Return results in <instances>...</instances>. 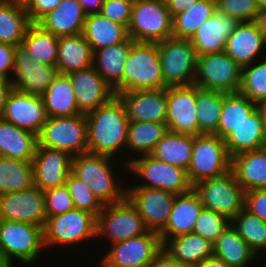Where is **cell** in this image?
<instances>
[{
	"mask_svg": "<svg viewBox=\"0 0 266 267\" xmlns=\"http://www.w3.org/2000/svg\"><path fill=\"white\" fill-rule=\"evenodd\" d=\"M33 185L32 161L0 156V195L23 191Z\"/></svg>",
	"mask_w": 266,
	"mask_h": 267,
	"instance_id": "40",
	"label": "cell"
},
{
	"mask_svg": "<svg viewBox=\"0 0 266 267\" xmlns=\"http://www.w3.org/2000/svg\"><path fill=\"white\" fill-rule=\"evenodd\" d=\"M32 164L34 185L46 191L66 184L72 156L62 150L37 146Z\"/></svg>",
	"mask_w": 266,
	"mask_h": 267,
	"instance_id": "20",
	"label": "cell"
},
{
	"mask_svg": "<svg viewBox=\"0 0 266 267\" xmlns=\"http://www.w3.org/2000/svg\"><path fill=\"white\" fill-rule=\"evenodd\" d=\"M206 209L232 220L243 208L245 191L232 170L222 176L205 179L193 186Z\"/></svg>",
	"mask_w": 266,
	"mask_h": 267,
	"instance_id": "12",
	"label": "cell"
},
{
	"mask_svg": "<svg viewBox=\"0 0 266 267\" xmlns=\"http://www.w3.org/2000/svg\"><path fill=\"white\" fill-rule=\"evenodd\" d=\"M38 146V135L0 119V156L32 161Z\"/></svg>",
	"mask_w": 266,
	"mask_h": 267,
	"instance_id": "31",
	"label": "cell"
},
{
	"mask_svg": "<svg viewBox=\"0 0 266 267\" xmlns=\"http://www.w3.org/2000/svg\"><path fill=\"white\" fill-rule=\"evenodd\" d=\"M100 259V267H147L162 251L158 233L149 231L137 237L111 244Z\"/></svg>",
	"mask_w": 266,
	"mask_h": 267,
	"instance_id": "14",
	"label": "cell"
},
{
	"mask_svg": "<svg viewBox=\"0 0 266 267\" xmlns=\"http://www.w3.org/2000/svg\"><path fill=\"white\" fill-rule=\"evenodd\" d=\"M2 119L39 135L47 120L42 96L12 89L6 98Z\"/></svg>",
	"mask_w": 266,
	"mask_h": 267,
	"instance_id": "19",
	"label": "cell"
},
{
	"mask_svg": "<svg viewBox=\"0 0 266 267\" xmlns=\"http://www.w3.org/2000/svg\"><path fill=\"white\" fill-rule=\"evenodd\" d=\"M59 38L32 23L26 30L22 44L29 50L34 60L56 66Z\"/></svg>",
	"mask_w": 266,
	"mask_h": 267,
	"instance_id": "43",
	"label": "cell"
},
{
	"mask_svg": "<svg viewBox=\"0 0 266 267\" xmlns=\"http://www.w3.org/2000/svg\"><path fill=\"white\" fill-rule=\"evenodd\" d=\"M12 89L10 80L0 79V119H2L4 114L6 98Z\"/></svg>",
	"mask_w": 266,
	"mask_h": 267,
	"instance_id": "56",
	"label": "cell"
},
{
	"mask_svg": "<svg viewBox=\"0 0 266 267\" xmlns=\"http://www.w3.org/2000/svg\"><path fill=\"white\" fill-rule=\"evenodd\" d=\"M265 46L266 37L256 21L239 22L228 36L224 51L242 68L265 58Z\"/></svg>",
	"mask_w": 266,
	"mask_h": 267,
	"instance_id": "23",
	"label": "cell"
},
{
	"mask_svg": "<svg viewBox=\"0 0 266 267\" xmlns=\"http://www.w3.org/2000/svg\"><path fill=\"white\" fill-rule=\"evenodd\" d=\"M128 34L135 42L157 43L172 37V16L164 0H134Z\"/></svg>",
	"mask_w": 266,
	"mask_h": 267,
	"instance_id": "8",
	"label": "cell"
},
{
	"mask_svg": "<svg viewBox=\"0 0 266 267\" xmlns=\"http://www.w3.org/2000/svg\"><path fill=\"white\" fill-rule=\"evenodd\" d=\"M164 82L157 43L135 42L123 70V92L157 90Z\"/></svg>",
	"mask_w": 266,
	"mask_h": 267,
	"instance_id": "4",
	"label": "cell"
},
{
	"mask_svg": "<svg viewBox=\"0 0 266 267\" xmlns=\"http://www.w3.org/2000/svg\"><path fill=\"white\" fill-rule=\"evenodd\" d=\"M115 95L123 103L129 122L165 124L167 113L166 88L120 92Z\"/></svg>",
	"mask_w": 266,
	"mask_h": 267,
	"instance_id": "22",
	"label": "cell"
},
{
	"mask_svg": "<svg viewBox=\"0 0 266 267\" xmlns=\"http://www.w3.org/2000/svg\"><path fill=\"white\" fill-rule=\"evenodd\" d=\"M126 197L149 231L160 234L165 229L176 194L156 188L127 187Z\"/></svg>",
	"mask_w": 266,
	"mask_h": 267,
	"instance_id": "16",
	"label": "cell"
},
{
	"mask_svg": "<svg viewBox=\"0 0 266 267\" xmlns=\"http://www.w3.org/2000/svg\"><path fill=\"white\" fill-rule=\"evenodd\" d=\"M134 0H103L100 13L106 18L129 26Z\"/></svg>",
	"mask_w": 266,
	"mask_h": 267,
	"instance_id": "50",
	"label": "cell"
},
{
	"mask_svg": "<svg viewBox=\"0 0 266 267\" xmlns=\"http://www.w3.org/2000/svg\"><path fill=\"white\" fill-rule=\"evenodd\" d=\"M76 97V104L81 114H87L107 103L115 96L112 88L92 66L85 70L67 74Z\"/></svg>",
	"mask_w": 266,
	"mask_h": 267,
	"instance_id": "21",
	"label": "cell"
},
{
	"mask_svg": "<svg viewBox=\"0 0 266 267\" xmlns=\"http://www.w3.org/2000/svg\"><path fill=\"white\" fill-rule=\"evenodd\" d=\"M12 88L25 94L42 96L59 74L56 66L34 60L23 44L15 47Z\"/></svg>",
	"mask_w": 266,
	"mask_h": 267,
	"instance_id": "15",
	"label": "cell"
},
{
	"mask_svg": "<svg viewBox=\"0 0 266 267\" xmlns=\"http://www.w3.org/2000/svg\"><path fill=\"white\" fill-rule=\"evenodd\" d=\"M47 117L81 115L67 74H58L42 95Z\"/></svg>",
	"mask_w": 266,
	"mask_h": 267,
	"instance_id": "35",
	"label": "cell"
},
{
	"mask_svg": "<svg viewBox=\"0 0 266 267\" xmlns=\"http://www.w3.org/2000/svg\"><path fill=\"white\" fill-rule=\"evenodd\" d=\"M223 104V92L204 90L197 86L196 114L198 134H215Z\"/></svg>",
	"mask_w": 266,
	"mask_h": 267,
	"instance_id": "42",
	"label": "cell"
},
{
	"mask_svg": "<svg viewBox=\"0 0 266 267\" xmlns=\"http://www.w3.org/2000/svg\"><path fill=\"white\" fill-rule=\"evenodd\" d=\"M229 224L231 220L226 216L203 208L194 224L193 232L213 244Z\"/></svg>",
	"mask_w": 266,
	"mask_h": 267,
	"instance_id": "47",
	"label": "cell"
},
{
	"mask_svg": "<svg viewBox=\"0 0 266 267\" xmlns=\"http://www.w3.org/2000/svg\"><path fill=\"white\" fill-rule=\"evenodd\" d=\"M93 50L82 34L59 37L56 67L68 74L93 66Z\"/></svg>",
	"mask_w": 266,
	"mask_h": 267,
	"instance_id": "30",
	"label": "cell"
},
{
	"mask_svg": "<svg viewBox=\"0 0 266 267\" xmlns=\"http://www.w3.org/2000/svg\"><path fill=\"white\" fill-rule=\"evenodd\" d=\"M0 219L44 228L47 217L43 191L33 185L23 191L0 195Z\"/></svg>",
	"mask_w": 266,
	"mask_h": 267,
	"instance_id": "18",
	"label": "cell"
},
{
	"mask_svg": "<svg viewBox=\"0 0 266 267\" xmlns=\"http://www.w3.org/2000/svg\"><path fill=\"white\" fill-rule=\"evenodd\" d=\"M197 86L181 85L166 88L168 130L179 134L198 135L196 114Z\"/></svg>",
	"mask_w": 266,
	"mask_h": 267,
	"instance_id": "17",
	"label": "cell"
},
{
	"mask_svg": "<svg viewBox=\"0 0 266 267\" xmlns=\"http://www.w3.org/2000/svg\"><path fill=\"white\" fill-rule=\"evenodd\" d=\"M242 68L225 52L197 57L194 84L204 90L239 92Z\"/></svg>",
	"mask_w": 266,
	"mask_h": 267,
	"instance_id": "13",
	"label": "cell"
},
{
	"mask_svg": "<svg viewBox=\"0 0 266 267\" xmlns=\"http://www.w3.org/2000/svg\"><path fill=\"white\" fill-rule=\"evenodd\" d=\"M196 267H229V266L224 261H222L220 258L211 256L203 260Z\"/></svg>",
	"mask_w": 266,
	"mask_h": 267,
	"instance_id": "58",
	"label": "cell"
},
{
	"mask_svg": "<svg viewBox=\"0 0 266 267\" xmlns=\"http://www.w3.org/2000/svg\"><path fill=\"white\" fill-rule=\"evenodd\" d=\"M257 108V104L240 92L224 93L223 104L215 133L223 140Z\"/></svg>",
	"mask_w": 266,
	"mask_h": 267,
	"instance_id": "38",
	"label": "cell"
},
{
	"mask_svg": "<svg viewBox=\"0 0 266 267\" xmlns=\"http://www.w3.org/2000/svg\"><path fill=\"white\" fill-rule=\"evenodd\" d=\"M66 186L73 199L74 209L84 210L95 216L99 214L104 205L89 187L72 172L68 174Z\"/></svg>",
	"mask_w": 266,
	"mask_h": 267,
	"instance_id": "46",
	"label": "cell"
},
{
	"mask_svg": "<svg viewBox=\"0 0 266 267\" xmlns=\"http://www.w3.org/2000/svg\"><path fill=\"white\" fill-rule=\"evenodd\" d=\"M238 23L236 19L216 9L190 39L197 56L223 52L228 36Z\"/></svg>",
	"mask_w": 266,
	"mask_h": 267,
	"instance_id": "24",
	"label": "cell"
},
{
	"mask_svg": "<svg viewBox=\"0 0 266 267\" xmlns=\"http://www.w3.org/2000/svg\"><path fill=\"white\" fill-rule=\"evenodd\" d=\"M203 208L199 195L193 189L176 195L167 225L159 234L162 244L170 238L193 232L194 224Z\"/></svg>",
	"mask_w": 266,
	"mask_h": 267,
	"instance_id": "26",
	"label": "cell"
},
{
	"mask_svg": "<svg viewBox=\"0 0 266 267\" xmlns=\"http://www.w3.org/2000/svg\"><path fill=\"white\" fill-rule=\"evenodd\" d=\"M31 24L24 2L0 0V43L22 44Z\"/></svg>",
	"mask_w": 266,
	"mask_h": 267,
	"instance_id": "36",
	"label": "cell"
},
{
	"mask_svg": "<svg viewBox=\"0 0 266 267\" xmlns=\"http://www.w3.org/2000/svg\"><path fill=\"white\" fill-rule=\"evenodd\" d=\"M232 158L222 138L216 134L193 136V150L187 169L192 186L205 179L219 177L231 170Z\"/></svg>",
	"mask_w": 266,
	"mask_h": 267,
	"instance_id": "6",
	"label": "cell"
},
{
	"mask_svg": "<svg viewBox=\"0 0 266 267\" xmlns=\"http://www.w3.org/2000/svg\"><path fill=\"white\" fill-rule=\"evenodd\" d=\"M164 82L168 87L195 82L197 54L189 39L170 37L157 42Z\"/></svg>",
	"mask_w": 266,
	"mask_h": 267,
	"instance_id": "11",
	"label": "cell"
},
{
	"mask_svg": "<svg viewBox=\"0 0 266 267\" xmlns=\"http://www.w3.org/2000/svg\"><path fill=\"white\" fill-rule=\"evenodd\" d=\"M256 22L266 37V7H261Z\"/></svg>",
	"mask_w": 266,
	"mask_h": 267,
	"instance_id": "59",
	"label": "cell"
},
{
	"mask_svg": "<svg viewBox=\"0 0 266 267\" xmlns=\"http://www.w3.org/2000/svg\"><path fill=\"white\" fill-rule=\"evenodd\" d=\"M231 170L245 192L266 188V146L233 157Z\"/></svg>",
	"mask_w": 266,
	"mask_h": 267,
	"instance_id": "29",
	"label": "cell"
},
{
	"mask_svg": "<svg viewBox=\"0 0 266 267\" xmlns=\"http://www.w3.org/2000/svg\"><path fill=\"white\" fill-rule=\"evenodd\" d=\"M163 249L186 267H196L206 258L213 256V244L194 232L170 238L163 245Z\"/></svg>",
	"mask_w": 266,
	"mask_h": 267,
	"instance_id": "28",
	"label": "cell"
},
{
	"mask_svg": "<svg viewBox=\"0 0 266 267\" xmlns=\"http://www.w3.org/2000/svg\"><path fill=\"white\" fill-rule=\"evenodd\" d=\"M131 154H127L128 157L130 155V159L126 155H122L125 157V161H123L126 165L125 169L130 170V174H133L134 177L137 175L140 178L138 179L139 183L144 182H141L142 184L136 182L130 186L128 183L126 187L156 188L176 195L185 194L193 189L186 170L158 160L150 154L137 158H133Z\"/></svg>",
	"mask_w": 266,
	"mask_h": 267,
	"instance_id": "3",
	"label": "cell"
},
{
	"mask_svg": "<svg viewBox=\"0 0 266 267\" xmlns=\"http://www.w3.org/2000/svg\"><path fill=\"white\" fill-rule=\"evenodd\" d=\"M13 262L0 260V267H14Z\"/></svg>",
	"mask_w": 266,
	"mask_h": 267,
	"instance_id": "61",
	"label": "cell"
},
{
	"mask_svg": "<svg viewBox=\"0 0 266 267\" xmlns=\"http://www.w3.org/2000/svg\"><path fill=\"white\" fill-rule=\"evenodd\" d=\"M147 267H186L175 261L164 249Z\"/></svg>",
	"mask_w": 266,
	"mask_h": 267,
	"instance_id": "54",
	"label": "cell"
},
{
	"mask_svg": "<svg viewBox=\"0 0 266 267\" xmlns=\"http://www.w3.org/2000/svg\"><path fill=\"white\" fill-rule=\"evenodd\" d=\"M216 7L238 22L256 21L260 11L256 0H216Z\"/></svg>",
	"mask_w": 266,
	"mask_h": 267,
	"instance_id": "48",
	"label": "cell"
},
{
	"mask_svg": "<svg viewBox=\"0 0 266 267\" xmlns=\"http://www.w3.org/2000/svg\"><path fill=\"white\" fill-rule=\"evenodd\" d=\"M216 9V0H198L192 4L190 9L174 15L172 17V37L190 40Z\"/></svg>",
	"mask_w": 266,
	"mask_h": 267,
	"instance_id": "41",
	"label": "cell"
},
{
	"mask_svg": "<svg viewBox=\"0 0 266 267\" xmlns=\"http://www.w3.org/2000/svg\"><path fill=\"white\" fill-rule=\"evenodd\" d=\"M45 248L72 247L96 238V216L84 210L73 209L48 217L43 228ZM56 246V247H55Z\"/></svg>",
	"mask_w": 266,
	"mask_h": 267,
	"instance_id": "7",
	"label": "cell"
},
{
	"mask_svg": "<svg viewBox=\"0 0 266 267\" xmlns=\"http://www.w3.org/2000/svg\"><path fill=\"white\" fill-rule=\"evenodd\" d=\"M168 131V126L163 123L129 122L124 152L136 154L134 158L138 155H149Z\"/></svg>",
	"mask_w": 266,
	"mask_h": 267,
	"instance_id": "39",
	"label": "cell"
},
{
	"mask_svg": "<svg viewBox=\"0 0 266 267\" xmlns=\"http://www.w3.org/2000/svg\"><path fill=\"white\" fill-rule=\"evenodd\" d=\"M257 4L261 7H266V0H256Z\"/></svg>",
	"mask_w": 266,
	"mask_h": 267,
	"instance_id": "62",
	"label": "cell"
},
{
	"mask_svg": "<svg viewBox=\"0 0 266 267\" xmlns=\"http://www.w3.org/2000/svg\"><path fill=\"white\" fill-rule=\"evenodd\" d=\"M88 124V152L116 159L126 150L129 119L117 95L85 114Z\"/></svg>",
	"mask_w": 266,
	"mask_h": 267,
	"instance_id": "1",
	"label": "cell"
},
{
	"mask_svg": "<svg viewBox=\"0 0 266 267\" xmlns=\"http://www.w3.org/2000/svg\"><path fill=\"white\" fill-rule=\"evenodd\" d=\"M193 150V136L168 131L156 144L152 155L187 171Z\"/></svg>",
	"mask_w": 266,
	"mask_h": 267,
	"instance_id": "37",
	"label": "cell"
},
{
	"mask_svg": "<svg viewBox=\"0 0 266 267\" xmlns=\"http://www.w3.org/2000/svg\"><path fill=\"white\" fill-rule=\"evenodd\" d=\"M14 45L0 43V79L11 80L14 68Z\"/></svg>",
	"mask_w": 266,
	"mask_h": 267,
	"instance_id": "53",
	"label": "cell"
},
{
	"mask_svg": "<svg viewBox=\"0 0 266 267\" xmlns=\"http://www.w3.org/2000/svg\"><path fill=\"white\" fill-rule=\"evenodd\" d=\"M166 7L170 11L171 16L178 13L185 12L190 9L192 4L196 3L198 0H164Z\"/></svg>",
	"mask_w": 266,
	"mask_h": 267,
	"instance_id": "55",
	"label": "cell"
},
{
	"mask_svg": "<svg viewBox=\"0 0 266 267\" xmlns=\"http://www.w3.org/2000/svg\"><path fill=\"white\" fill-rule=\"evenodd\" d=\"M148 232L142 216L127 197L104 205L96 216V240L107 237L113 244Z\"/></svg>",
	"mask_w": 266,
	"mask_h": 267,
	"instance_id": "9",
	"label": "cell"
},
{
	"mask_svg": "<svg viewBox=\"0 0 266 267\" xmlns=\"http://www.w3.org/2000/svg\"><path fill=\"white\" fill-rule=\"evenodd\" d=\"M134 43L135 41L129 37L126 41L94 51L93 67L115 94L123 92L125 61Z\"/></svg>",
	"mask_w": 266,
	"mask_h": 267,
	"instance_id": "25",
	"label": "cell"
},
{
	"mask_svg": "<svg viewBox=\"0 0 266 267\" xmlns=\"http://www.w3.org/2000/svg\"><path fill=\"white\" fill-rule=\"evenodd\" d=\"M114 159L89 152L72 157L71 172L89 187L103 205L120 202L127 194L126 184L114 174Z\"/></svg>",
	"mask_w": 266,
	"mask_h": 267,
	"instance_id": "2",
	"label": "cell"
},
{
	"mask_svg": "<svg viewBox=\"0 0 266 267\" xmlns=\"http://www.w3.org/2000/svg\"><path fill=\"white\" fill-rule=\"evenodd\" d=\"M38 146L67 152L72 157L88 152V124L85 114L47 117L38 135Z\"/></svg>",
	"mask_w": 266,
	"mask_h": 267,
	"instance_id": "10",
	"label": "cell"
},
{
	"mask_svg": "<svg viewBox=\"0 0 266 267\" xmlns=\"http://www.w3.org/2000/svg\"><path fill=\"white\" fill-rule=\"evenodd\" d=\"M239 92L256 104L266 101V55L242 67Z\"/></svg>",
	"mask_w": 266,
	"mask_h": 267,
	"instance_id": "45",
	"label": "cell"
},
{
	"mask_svg": "<svg viewBox=\"0 0 266 267\" xmlns=\"http://www.w3.org/2000/svg\"><path fill=\"white\" fill-rule=\"evenodd\" d=\"M62 0H25L24 6L31 23H37L48 12L53 11Z\"/></svg>",
	"mask_w": 266,
	"mask_h": 267,
	"instance_id": "52",
	"label": "cell"
},
{
	"mask_svg": "<svg viewBox=\"0 0 266 267\" xmlns=\"http://www.w3.org/2000/svg\"><path fill=\"white\" fill-rule=\"evenodd\" d=\"M257 108L260 111L261 118H262V124H263V132L265 136V141H266V101H263L259 104H257Z\"/></svg>",
	"mask_w": 266,
	"mask_h": 267,
	"instance_id": "60",
	"label": "cell"
},
{
	"mask_svg": "<svg viewBox=\"0 0 266 267\" xmlns=\"http://www.w3.org/2000/svg\"><path fill=\"white\" fill-rule=\"evenodd\" d=\"M83 7L85 13H100L103 0H77Z\"/></svg>",
	"mask_w": 266,
	"mask_h": 267,
	"instance_id": "57",
	"label": "cell"
},
{
	"mask_svg": "<svg viewBox=\"0 0 266 267\" xmlns=\"http://www.w3.org/2000/svg\"><path fill=\"white\" fill-rule=\"evenodd\" d=\"M44 245L43 227L0 219V260L35 264Z\"/></svg>",
	"mask_w": 266,
	"mask_h": 267,
	"instance_id": "5",
	"label": "cell"
},
{
	"mask_svg": "<svg viewBox=\"0 0 266 267\" xmlns=\"http://www.w3.org/2000/svg\"><path fill=\"white\" fill-rule=\"evenodd\" d=\"M244 208L266 222V188L245 192Z\"/></svg>",
	"mask_w": 266,
	"mask_h": 267,
	"instance_id": "51",
	"label": "cell"
},
{
	"mask_svg": "<svg viewBox=\"0 0 266 267\" xmlns=\"http://www.w3.org/2000/svg\"><path fill=\"white\" fill-rule=\"evenodd\" d=\"M213 256L220 258L229 267H250L258 256L229 224L213 243Z\"/></svg>",
	"mask_w": 266,
	"mask_h": 267,
	"instance_id": "34",
	"label": "cell"
},
{
	"mask_svg": "<svg viewBox=\"0 0 266 267\" xmlns=\"http://www.w3.org/2000/svg\"><path fill=\"white\" fill-rule=\"evenodd\" d=\"M231 225L257 256L266 252V222L257 215L243 208L231 220Z\"/></svg>",
	"mask_w": 266,
	"mask_h": 267,
	"instance_id": "44",
	"label": "cell"
},
{
	"mask_svg": "<svg viewBox=\"0 0 266 267\" xmlns=\"http://www.w3.org/2000/svg\"><path fill=\"white\" fill-rule=\"evenodd\" d=\"M82 35L91 45L93 52L129 38L128 28L125 25L114 22L101 13L86 16Z\"/></svg>",
	"mask_w": 266,
	"mask_h": 267,
	"instance_id": "32",
	"label": "cell"
},
{
	"mask_svg": "<svg viewBox=\"0 0 266 267\" xmlns=\"http://www.w3.org/2000/svg\"><path fill=\"white\" fill-rule=\"evenodd\" d=\"M46 217H53L74 209L73 199L65 185L43 191Z\"/></svg>",
	"mask_w": 266,
	"mask_h": 267,
	"instance_id": "49",
	"label": "cell"
},
{
	"mask_svg": "<svg viewBox=\"0 0 266 267\" xmlns=\"http://www.w3.org/2000/svg\"><path fill=\"white\" fill-rule=\"evenodd\" d=\"M87 14L77 0H62L44 15L37 24L45 31L59 37L82 34Z\"/></svg>",
	"mask_w": 266,
	"mask_h": 267,
	"instance_id": "27",
	"label": "cell"
},
{
	"mask_svg": "<svg viewBox=\"0 0 266 267\" xmlns=\"http://www.w3.org/2000/svg\"><path fill=\"white\" fill-rule=\"evenodd\" d=\"M224 142L231 158L238 154L257 150L266 146L263 132L261 114L256 108L233 132H231Z\"/></svg>",
	"mask_w": 266,
	"mask_h": 267,
	"instance_id": "33",
	"label": "cell"
}]
</instances>
